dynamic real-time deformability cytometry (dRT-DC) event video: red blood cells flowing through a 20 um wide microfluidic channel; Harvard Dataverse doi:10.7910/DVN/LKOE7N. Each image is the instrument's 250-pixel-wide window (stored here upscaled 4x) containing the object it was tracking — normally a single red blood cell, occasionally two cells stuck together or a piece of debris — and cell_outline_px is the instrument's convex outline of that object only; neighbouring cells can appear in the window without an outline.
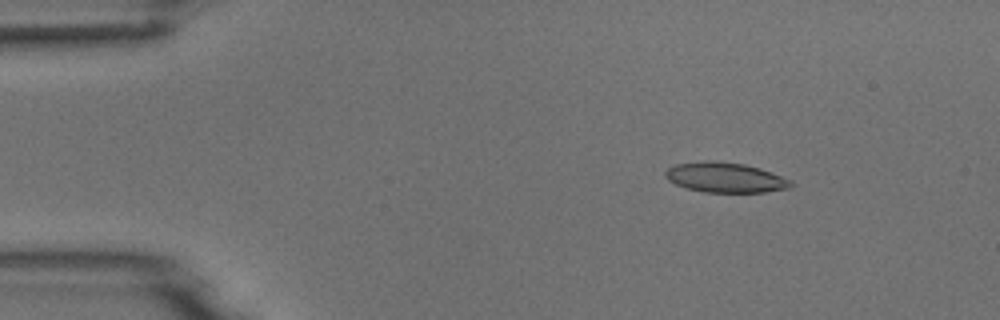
{"species": "common noctule bat (a hibernating species)", "species_latin": "Nyctalus noctula", "temperature_condition": "room temperature", "stored_images_in_passage": 5, "camera_frame_rate_fps": 3000, "um_per_image_px": 0.085, "animal": {"sex": "male", "body_mass_g": 18.8}, "frame": {"image": 1, "passage_image": 3, "time_ms": 2.333, "image_size_px": [1000, 320], "cell_outline_px": [[792, 188], [764, 192], [704, 192], [684, 188], [668, 180], [664, 176], [664, 172], [668, 168], [676, 164], [704, 160], [716, 160], [744, 164], [760, 168], [792, 180]], "centroid_in_image_um": [61.63, 15.08], "position_along_channel_um": 23.4, "area_um2": 22.2}}
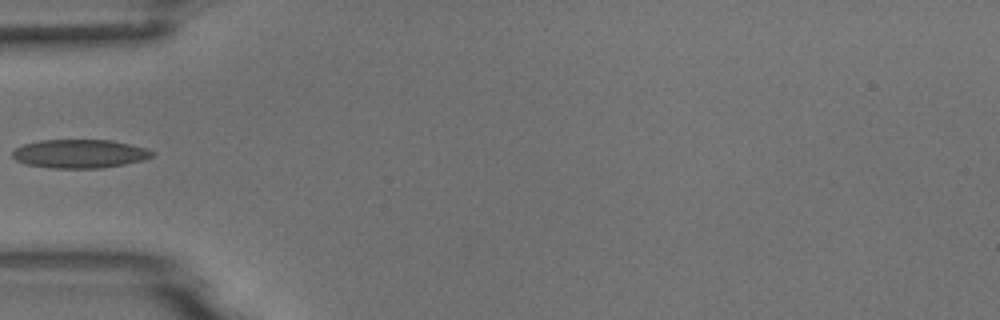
{"frame": {"image": 2, "passage_image": 5, "time_ms": 5.667, "image_size_px": [1000, 320], "cell_outline_px": [[156, 152], [152, 156], [144, 160], [124, 164], [100, 168], [52, 168], [24, 164], [16, 160], [12, 156], [12, 152], [16, 148], [24, 144], [40, 140], [112, 140], [148, 148]], "centroid_in_image_um": [6.79, 13.06], "position_along_channel_um": 78.2, "area_um2": 23.41}}